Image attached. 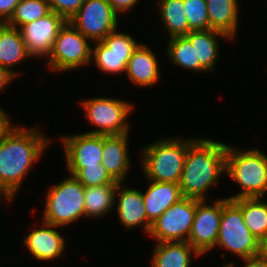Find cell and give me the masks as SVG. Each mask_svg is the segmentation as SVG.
Wrapping results in <instances>:
<instances>
[{"label":"cell","mask_w":267,"mask_h":267,"mask_svg":"<svg viewBox=\"0 0 267 267\" xmlns=\"http://www.w3.org/2000/svg\"><path fill=\"white\" fill-rule=\"evenodd\" d=\"M261 197L232 200L241 210L252 235L261 243L267 238V203Z\"/></svg>","instance_id":"cell-24"},{"label":"cell","mask_w":267,"mask_h":267,"mask_svg":"<svg viewBox=\"0 0 267 267\" xmlns=\"http://www.w3.org/2000/svg\"><path fill=\"white\" fill-rule=\"evenodd\" d=\"M159 11L170 38L189 33L183 0H160Z\"/></svg>","instance_id":"cell-26"},{"label":"cell","mask_w":267,"mask_h":267,"mask_svg":"<svg viewBox=\"0 0 267 267\" xmlns=\"http://www.w3.org/2000/svg\"><path fill=\"white\" fill-rule=\"evenodd\" d=\"M117 13H124L133 8L138 0H107Z\"/></svg>","instance_id":"cell-33"},{"label":"cell","mask_w":267,"mask_h":267,"mask_svg":"<svg viewBox=\"0 0 267 267\" xmlns=\"http://www.w3.org/2000/svg\"><path fill=\"white\" fill-rule=\"evenodd\" d=\"M118 13L107 0H85L69 23L93 42L117 30Z\"/></svg>","instance_id":"cell-10"},{"label":"cell","mask_w":267,"mask_h":267,"mask_svg":"<svg viewBox=\"0 0 267 267\" xmlns=\"http://www.w3.org/2000/svg\"><path fill=\"white\" fill-rule=\"evenodd\" d=\"M227 144L195 140L187 149L179 186L183 197L206 200V190L225 172Z\"/></svg>","instance_id":"cell-2"},{"label":"cell","mask_w":267,"mask_h":267,"mask_svg":"<svg viewBox=\"0 0 267 267\" xmlns=\"http://www.w3.org/2000/svg\"><path fill=\"white\" fill-rule=\"evenodd\" d=\"M229 37L216 30L191 31L185 37L190 42H195L196 62H200V71H212L219 56V44L216 37Z\"/></svg>","instance_id":"cell-23"},{"label":"cell","mask_w":267,"mask_h":267,"mask_svg":"<svg viewBox=\"0 0 267 267\" xmlns=\"http://www.w3.org/2000/svg\"><path fill=\"white\" fill-rule=\"evenodd\" d=\"M260 245L244 223L242 210L232 200L223 198L216 246L244 260L260 255Z\"/></svg>","instance_id":"cell-6"},{"label":"cell","mask_w":267,"mask_h":267,"mask_svg":"<svg viewBox=\"0 0 267 267\" xmlns=\"http://www.w3.org/2000/svg\"><path fill=\"white\" fill-rule=\"evenodd\" d=\"M233 264L234 263H230V264L224 265L223 267H235Z\"/></svg>","instance_id":"cell-38"},{"label":"cell","mask_w":267,"mask_h":267,"mask_svg":"<svg viewBox=\"0 0 267 267\" xmlns=\"http://www.w3.org/2000/svg\"><path fill=\"white\" fill-rule=\"evenodd\" d=\"M193 253L201 256L188 242H159L154 249L152 267H189Z\"/></svg>","instance_id":"cell-22"},{"label":"cell","mask_w":267,"mask_h":267,"mask_svg":"<svg viewBox=\"0 0 267 267\" xmlns=\"http://www.w3.org/2000/svg\"><path fill=\"white\" fill-rule=\"evenodd\" d=\"M16 76L8 69L0 66V91L4 89L6 85H9Z\"/></svg>","instance_id":"cell-35"},{"label":"cell","mask_w":267,"mask_h":267,"mask_svg":"<svg viewBox=\"0 0 267 267\" xmlns=\"http://www.w3.org/2000/svg\"><path fill=\"white\" fill-rule=\"evenodd\" d=\"M196 139L170 138L147 145L141 162L148 180L178 184L183 172L188 147Z\"/></svg>","instance_id":"cell-4"},{"label":"cell","mask_w":267,"mask_h":267,"mask_svg":"<svg viewBox=\"0 0 267 267\" xmlns=\"http://www.w3.org/2000/svg\"><path fill=\"white\" fill-rule=\"evenodd\" d=\"M139 44L131 36L116 30L102 41L95 42L92 61L95 60V64L105 73L125 72L127 63Z\"/></svg>","instance_id":"cell-11"},{"label":"cell","mask_w":267,"mask_h":267,"mask_svg":"<svg viewBox=\"0 0 267 267\" xmlns=\"http://www.w3.org/2000/svg\"><path fill=\"white\" fill-rule=\"evenodd\" d=\"M1 198H4L3 195L0 193V202H1ZM1 204V203H0Z\"/></svg>","instance_id":"cell-39"},{"label":"cell","mask_w":267,"mask_h":267,"mask_svg":"<svg viewBox=\"0 0 267 267\" xmlns=\"http://www.w3.org/2000/svg\"><path fill=\"white\" fill-rule=\"evenodd\" d=\"M121 186L122 183H118L115 190V195L119 193L116 212L121 223L126 229L142 225L144 231L149 234L152 223L146 215L142 192Z\"/></svg>","instance_id":"cell-15"},{"label":"cell","mask_w":267,"mask_h":267,"mask_svg":"<svg viewBox=\"0 0 267 267\" xmlns=\"http://www.w3.org/2000/svg\"><path fill=\"white\" fill-rule=\"evenodd\" d=\"M42 222V228H34L24 238V245L36 259L41 261L53 260L64 252L66 242L64 237L54 229L59 226Z\"/></svg>","instance_id":"cell-16"},{"label":"cell","mask_w":267,"mask_h":267,"mask_svg":"<svg viewBox=\"0 0 267 267\" xmlns=\"http://www.w3.org/2000/svg\"><path fill=\"white\" fill-rule=\"evenodd\" d=\"M89 123L97 130L86 132L99 135H122L129 133L127 118L133 105L116 98L94 97L81 102Z\"/></svg>","instance_id":"cell-7"},{"label":"cell","mask_w":267,"mask_h":267,"mask_svg":"<svg viewBox=\"0 0 267 267\" xmlns=\"http://www.w3.org/2000/svg\"><path fill=\"white\" fill-rule=\"evenodd\" d=\"M260 256L267 261V238L261 242L260 245Z\"/></svg>","instance_id":"cell-37"},{"label":"cell","mask_w":267,"mask_h":267,"mask_svg":"<svg viewBox=\"0 0 267 267\" xmlns=\"http://www.w3.org/2000/svg\"><path fill=\"white\" fill-rule=\"evenodd\" d=\"M118 183L85 187V217H99L115 206V190Z\"/></svg>","instance_id":"cell-25"},{"label":"cell","mask_w":267,"mask_h":267,"mask_svg":"<svg viewBox=\"0 0 267 267\" xmlns=\"http://www.w3.org/2000/svg\"><path fill=\"white\" fill-rule=\"evenodd\" d=\"M50 12L47 0H21L6 24L20 29L23 25L42 18Z\"/></svg>","instance_id":"cell-28"},{"label":"cell","mask_w":267,"mask_h":267,"mask_svg":"<svg viewBox=\"0 0 267 267\" xmlns=\"http://www.w3.org/2000/svg\"><path fill=\"white\" fill-rule=\"evenodd\" d=\"M246 264L244 267H267L265 261L260 255L243 260Z\"/></svg>","instance_id":"cell-36"},{"label":"cell","mask_w":267,"mask_h":267,"mask_svg":"<svg viewBox=\"0 0 267 267\" xmlns=\"http://www.w3.org/2000/svg\"><path fill=\"white\" fill-rule=\"evenodd\" d=\"M206 200L196 199V211L192 229L188 237L191 244L201 255L216 247L223 199H216L214 204H205Z\"/></svg>","instance_id":"cell-12"},{"label":"cell","mask_w":267,"mask_h":267,"mask_svg":"<svg viewBox=\"0 0 267 267\" xmlns=\"http://www.w3.org/2000/svg\"><path fill=\"white\" fill-rule=\"evenodd\" d=\"M167 45L168 57L172 63L187 70L200 71V62H196L195 42H190L185 36L169 39Z\"/></svg>","instance_id":"cell-27"},{"label":"cell","mask_w":267,"mask_h":267,"mask_svg":"<svg viewBox=\"0 0 267 267\" xmlns=\"http://www.w3.org/2000/svg\"><path fill=\"white\" fill-rule=\"evenodd\" d=\"M61 139L68 169L100 166L103 159V135L80 133L62 136Z\"/></svg>","instance_id":"cell-14"},{"label":"cell","mask_w":267,"mask_h":267,"mask_svg":"<svg viewBox=\"0 0 267 267\" xmlns=\"http://www.w3.org/2000/svg\"><path fill=\"white\" fill-rule=\"evenodd\" d=\"M196 211V198L183 197L167 208L151 226L149 235L159 242H187Z\"/></svg>","instance_id":"cell-9"},{"label":"cell","mask_w":267,"mask_h":267,"mask_svg":"<svg viewBox=\"0 0 267 267\" xmlns=\"http://www.w3.org/2000/svg\"><path fill=\"white\" fill-rule=\"evenodd\" d=\"M67 22L61 15L51 11L46 16L23 25L20 31L30 56H50L59 31Z\"/></svg>","instance_id":"cell-13"},{"label":"cell","mask_w":267,"mask_h":267,"mask_svg":"<svg viewBox=\"0 0 267 267\" xmlns=\"http://www.w3.org/2000/svg\"><path fill=\"white\" fill-rule=\"evenodd\" d=\"M189 32L211 29L206 0H183Z\"/></svg>","instance_id":"cell-29"},{"label":"cell","mask_w":267,"mask_h":267,"mask_svg":"<svg viewBox=\"0 0 267 267\" xmlns=\"http://www.w3.org/2000/svg\"><path fill=\"white\" fill-rule=\"evenodd\" d=\"M81 32L67 22L59 31L48 58V67L59 72L77 69L92 61V48Z\"/></svg>","instance_id":"cell-8"},{"label":"cell","mask_w":267,"mask_h":267,"mask_svg":"<svg viewBox=\"0 0 267 267\" xmlns=\"http://www.w3.org/2000/svg\"><path fill=\"white\" fill-rule=\"evenodd\" d=\"M21 0H0V23H6Z\"/></svg>","instance_id":"cell-32"},{"label":"cell","mask_w":267,"mask_h":267,"mask_svg":"<svg viewBox=\"0 0 267 267\" xmlns=\"http://www.w3.org/2000/svg\"><path fill=\"white\" fill-rule=\"evenodd\" d=\"M150 186L143 194L148 220L153 223L162 213L183 198L179 184L149 180Z\"/></svg>","instance_id":"cell-18"},{"label":"cell","mask_w":267,"mask_h":267,"mask_svg":"<svg viewBox=\"0 0 267 267\" xmlns=\"http://www.w3.org/2000/svg\"><path fill=\"white\" fill-rule=\"evenodd\" d=\"M29 56L20 29L0 23V66L16 76L11 67Z\"/></svg>","instance_id":"cell-20"},{"label":"cell","mask_w":267,"mask_h":267,"mask_svg":"<svg viewBox=\"0 0 267 267\" xmlns=\"http://www.w3.org/2000/svg\"><path fill=\"white\" fill-rule=\"evenodd\" d=\"M156 55L145 44H139L126 66V76L140 87L155 85L159 80Z\"/></svg>","instance_id":"cell-19"},{"label":"cell","mask_w":267,"mask_h":267,"mask_svg":"<svg viewBox=\"0 0 267 267\" xmlns=\"http://www.w3.org/2000/svg\"><path fill=\"white\" fill-rule=\"evenodd\" d=\"M43 221L55 226H65L85 217V186L70 175L47 192Z\"/></svg>","instance_id":"cell-5"},{"label":"cell","mask_w":267,"mask_h":267,"mask_svg":"<svg viewBox=\"0 0 267 267\" xmlns=\"http://www.w3.org/2000/svg\"><path fill=\"white\" fill-rule=\"evenodd\" d=\"M48 139L37 128L19 125L0 140V193L12 201L22 180L48 145Z\"/></svg>","instance_id":"cell-1"},{"label":"cell","mask_w":267,"mask_h":267,"mask_svg":"<svg viewBox=\"0 0 267 267\" xmlns=\"http://www.w3.org/2000/svg\"><path fill=\"white\" fill-rule=\"evenodd\" d=\"M225 172L241 186L229 200L265 197L267 192V155L258 149L242 151L227 145Z\"/></svg>","instance_id":"cell-3"},{"label":"cell","mask_w":267,"mask_h":267,"mask_svg":"<svg viewBox=\"0 0 267 267\" xmlns=\"http://www.w3.org/2000/svg\"><path fill=\"white\" fill-rule=\"evenodd\" d=\"M68 171L70 175L74 176L85 187L119 183L109 175V173L102 164H100L99 167L68 169Z\"/></svg>","instance_id":"cell-30"},{"label":"cell","mask_w":267,"mask_h":267,"mask_svg":"<svg viewBox=\"0 0 267 267\" xmlns=\"http://www.w3.org/2000/svg\"><path fill=\"white\" fill-rule=\"evenodd\" d=\"M206 4L211 29L234 38L239 17L237 0H206Z\"/></svg>","instance_id":"cell-21"},{"label":"cell","mask_w":267,"mask_h":267,"mask_svg":"<svg viewBox=\"0 0 267 267\" xmlns=\"http://www.w3.org/2000/svg\"><path fill=\"white\" fill-rule=\"evenodd\" d=\"M12 126V127H11ZM14 126L5 111L0 109V140L3 139Z\"/></svg>","instance_id":"cell-34"},{"label":"cell","mask_w":267,"mask_h":267,"mask_svg":"<svg viewBox=\"0 0 267 267\" xmlns=\"http://www.w3.org/2000/svg\"><path fill=\"white\" fill-rule=\"evenodd\" d=\"M51 11L61 15L67 21L73 17L85 0H47Z\"/></svg>","instance_id":"cell-31"},{"label":"cell","mask_w":267,"mask_h":267,"mask_svg":"<svg viewBox=\"0 0 267 267\" xmlns=\"http://www.w3.org/2000/svg\"><path fill=\"white\" fill-rule=\"evenodd\" d=\"M128 134L103 135V159L101 164L109 175L119 183L124 181L131 167L127 150Z\"/></svg>","instance_id":"cell-17"}]
</instances>
